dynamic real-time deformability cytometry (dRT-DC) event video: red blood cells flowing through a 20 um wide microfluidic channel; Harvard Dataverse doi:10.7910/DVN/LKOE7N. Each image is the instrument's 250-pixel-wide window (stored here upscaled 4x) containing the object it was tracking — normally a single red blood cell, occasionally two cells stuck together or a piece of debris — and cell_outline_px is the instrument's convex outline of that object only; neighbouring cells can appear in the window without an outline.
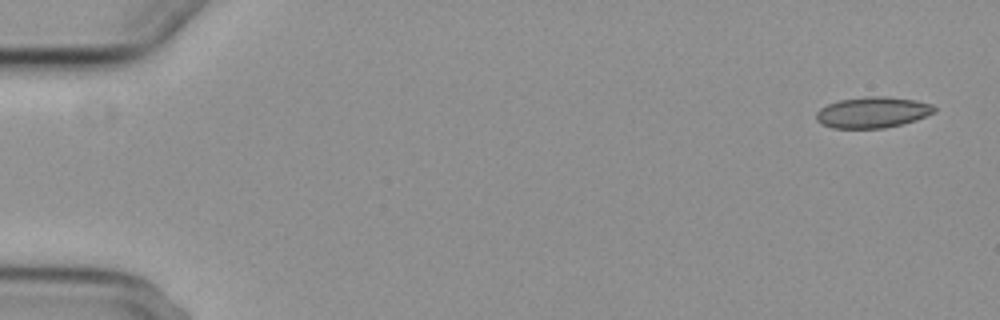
{"species": "common noctule bat (a hibernating species)", "species_latin": "Nyctalus noctula", "temperature_condition": "cold", "stored_images_in_passage": 5, "camera_frame_rate_fps": 3000, "um_per_image_px": 0.085, "animal": {"sex": "female", "body_mass_g": 29.2, "forearm_length_mm": 56.3}, "frame": {"image": 1, "passage_image": 1, "time_ms": 0.0, "image_size_px": [1000, 320], "cell_outline_px": [[936, 112], [916, 120], [884, 128], [832, 128], [820, 124], [816, 120], [816, 112], [820, 108], [828, 104], [840, 100], [864, 96], [888, 96], [916, 100], [932, 104], [936, 108]], "centroid_in_image_um": [74.17, 9.54], "position_along_channel_um": 10.8, "area_um2": 21.5}}
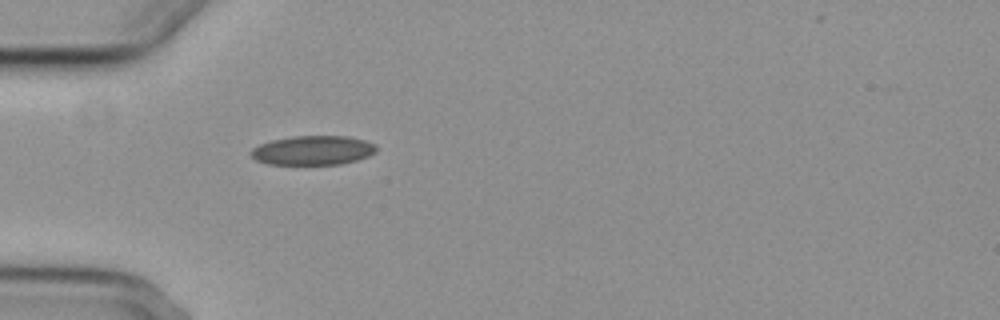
{"frame": {"image": 2, "passage_image": 5, "time_ms": 5.0, "image_size_px": [1000, 320], "cell_outline_px": [[376, 152], [368, 156], [356, 160], [340, 164], [268, 164], [256, 160], [248, 152], [252, 148], [260, 144], [272, 140], [292, 136], [348, 136], [364, 140], [376, 144]], "centroid_in_image_um": [26.59, 12.77], "position_along_channel_um": 58.4, "area_um2": 21.39}}